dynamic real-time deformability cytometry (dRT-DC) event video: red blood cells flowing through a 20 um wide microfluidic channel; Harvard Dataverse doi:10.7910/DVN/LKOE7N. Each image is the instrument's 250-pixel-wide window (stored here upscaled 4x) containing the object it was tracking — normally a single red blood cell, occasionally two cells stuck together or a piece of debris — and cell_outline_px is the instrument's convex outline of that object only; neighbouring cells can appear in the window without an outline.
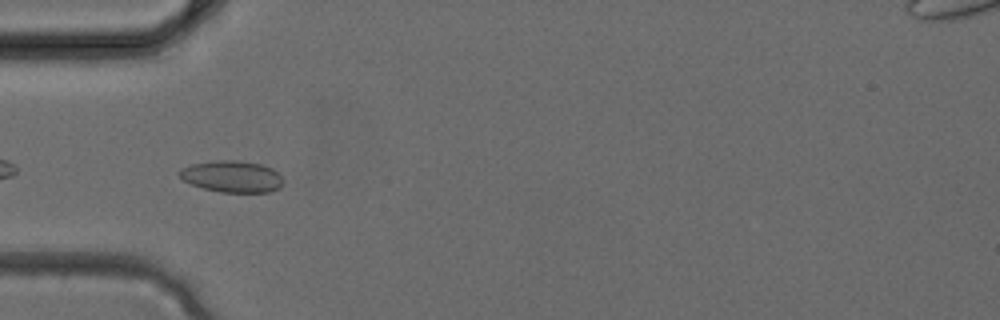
{"species": "common noctule bat (a hibernating species)", "species_latin": "Nyctalus noctula", "temperature_condition": "cold", "stored_images_in_passage": 4, "camera_frame_rate_fps": 3000, "um_per_image_px": 0.085, "animal": {"sex": "female", "body_mass_g": 24.6, "forearm_length_mm": 56.2}, "frame": {"image": 1, "passage_image": 3, "time_ms": 0.667, "image_size_px": [1000, 320], "cell_outline_px": [[284, 180], [280, 188], [268, 192], [220, 192], [204, 188], [192, 184], [184, 180], [180, 176], [180, 168], [192, 164], [216, 160], [236, 160], [260, 164], [272, 168]], "centroid_in_image_um": [19.74, 15.0], "position_along_channel_um": 65.3, "area_um2": 18.96}}